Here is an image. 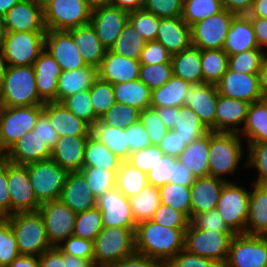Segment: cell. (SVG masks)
<instances>
[{
  "label": "cell",
  "mask_w": 267,
  "mask_h": 267,
  "mask_svg": "<svg viewBox=\"0 0 267 267\" xmlns=\"http://www.w3.org/2000/svg\"><path fill=\"white\" fill-rule=\"evenodd\" d=\"M187 228H171L148 220L136 225L135 251L160 261L164 266L184 249Z\"/></svg>",
  "instance_id": "6da1fadb"
},
{
  "label": "cell",
  "mask_w": 267,
  "mask_h": 267,
  "mask_svg": "<svg viewBox=\"0 0 267 267\" xmlns=\"http://www.w3.org/2000/svg\"><path fill=\"white\" fill-rule=\"evenodd\" d=\"M33 66H8L0 84V107L43 105Z\"/></svg>",
  "instance_id": "7a4b0ae2"
},
{
  "label": "cell",
  "mask_w": 267,
  "mask_h": 267,
  "mask_svg": "<svg viewBox=\"0 0 267 267\" xmlns=\"http://www.w3.org/2000/svg\"><path fill=\"white\" fill-rule=\"evenodd\" d=\"M15 234L20 255L39 257L51 248L41 214L37 212H16L6 216Z\"/></svg>",
  "instance_id": "3957f363"
},
{
  "label": "cell",
  "mask_w": 267,
  "mask_h": 267,
  "mask_svg": "<svg viewBox=\"0 0 267 267\" xmlns=\"http://www.w3.org/2000/svg\"><path fill=\"white\" fill-rule=\"evenodd\" d=\"M239 133L209 132V176L222 177L234 173L242 159L243 149Z\"/></svg>",
  "instance_id": "277c9868"
},
{
  "label": "cell",
  "mask_w": 267,
  "mask_h": 267,
  "mask_svg": "<svg viewBox=\"0 0 267 267\" xmlns=\"http://www.w3.org/2000/svg\"><path fill=\"white\" fill-rule=\"evenodd\" d=\"M135 229L104 227L93 241V262L102 267H110L134 253Z\"/></svg>",
  "instance_id": "5b68a950"
},
{
  "label": "cell",
  "mask_w": 267,
  "mask_h": 267,
  "mask_svg": "<svg viewBox=\"0 0 267 267\" xmlns=\"http://www.w3.org/2000/svg\"><path fill=\"white\" fill-rule=\"evenodd\" d=\"M46 31L4 32L0 44L8 66H33L45 48Z\"/></svg>",
  "instance_id": "8992f818"
},
{
  "label": "cell",
  "mask_w": 267,
  "mask_h": 267,
  "mask_svg": "<svg viewBox=\"0 0 267 267\" xmlns=\"http://www.w3.org/2000/svg\"><path fill=\"white\" fill-rule=\"evenodd\" d=\"M42 111L43 105L0 107V147L4 154L34 129Z\"/></svg>",
  "instance_id": "52a82bcc"
},
{
  "label": "cell",
  "mask_w": 267,
  "mask_h": 267,
  "mask_svg": "<svg viewBox=\"0 0 267 267\" xmlns=\"http://www.w3.org/2000/svg\"><path fill=\"white\" fill-rule=\"evenodd\" d=\"M26 166L37 200L41 204L58 200L70 172L52 158Z\"/></svg>",
  "instance_id": "ba28073f"
},
{
  "label": "cell",
  "mask_w": 267,
  "mask_h": 267,
  "mask_svg": "<svg viewBox=\"0 0 267 267\" xmlns=\"http://www.w3.org/2000/svg\"><path fill=\"white\" fill-rule=\"evenodd\" d=\"M234 235L233 232L196 229L189 224L185 231L184 249L224 265Z\"/></svg>",
  "instance_id": "9c48e42d"
},
{
  "label": "cell",
  "mask_w": 267,
  "mask_h": 267,
  "mask_svg": "<svg viewBox=\"0 0 267 267\" xmlns=\"http://www.w3.org/2000/svg\"><path fill=\"white\" fill-rule=\"evenodd\" d=\"M250 190L234 182H226L222 188L216 210L234 234H245Z\"/></svg>",
  "instance_id": "30bf717a"
},
{
  "label": "cell",
  "mask_w": 267,
  "mask_h": 267,
  "mask_svg": "<svg viewBox=\"0 0 267 267\" xmlns=\"http://www.w3.org/2000/svg\"><path fill=\"white\" fill-rule=\"evenodd\" d=\"M43 12L46 30H69L90 23L92 10L84 0H51Z\"/></svg>",
  "instance_id": "8fae6325"
},
{
  "label": "cell",
  "mask_w": 267,
  "mask_h": 267,
  "mask_svg": "<svg viewBox=\"0 0 267 267\" xmlns=\"http://www.w3.org/2000/svg\"><path fill=\"white\" fill-rule=\"evenodd\" d=\"M223 267H267V236L235 234Z\"/></svg>",
  "instance_id": "7c38bea8"
},
{
  "label": "cell",
  "mask_w": 267,
  "mask_h": 267,
  "mask_svg": "<svg viewBox=\"0 0 267 267\" xmlns=\"http://www.w3.org/2000/svg\"><path fill=\"white\" fill-rule=\"evenodd\" d=\"M235 16L234 13L223 9L219 13L190 26L192 45L200 50L223 49Z\"/></svg>",
  "instance_id": "4fadbf2b"
},
{
  "label": "cell",
  "mask_w": 267,
  "mask_h": 267,
  "mask_svg": "<svg viewBox=\"0 0 267 267\" xmlns=\"http://www.w3.org/2000/svg\"><path fill=\"white\" fill-rule=\"evenodd\" d=\"M38 212L43 218L51 247H58L73 235L77 214L60 199L42 203Z\"/></svg>",
  "instance_id": "5bb4252c"
},
{
  "label": "cell",
  "mask_w": 267,
  "mask_h": 267,
  "mask_svg": "<svg viewBox=\"0 0 267 267\" xmlns=\"http://www.w3.org/2000/svg\"><path fill=\"white\" fill-rule=\"evenodd\" d=\"M8 191L11 198V214L37 212L41 203L37 200L26 165L7 161Z\"/></svg>",
  "instance_id": "9a60e30c"
},
{
  "label": "cell",
  "mask_w": 267,
  "mask_h": 267,
  "mask_svg": "<svg viewBox=\"0 0 267 267\" xmlns=\"http://www.w3.org/2000/svg\"><path fill=\"white\" fill-rule=\"evenodd\" d=\"M216 87L218 94L250 104L264 99L260 89L259 74H241L228 68Z\"/></svg>",
  "instance_id": "2e32d148"
},
{
  "label": "cell",
  "mask_w": 267,
  "mask_h": 267,
  "mask_svg": "<svg viewBox=\"0 0 267 267\" xmlns=\"http://www.w3.org/2000/svg\"><path fill=\"white\" fill-rule=\"evenodd\" d=\"M96 206L102 212L103 227L136 228L129 198L116 187L97 197Z\"/></svg>",
  "instance_id": "e0dca14e"
},
{
  "label": "cell",
  "mask_w": 267,
  "mask_h": 267,
  "mask_svg": "<svg viewBox=\"0 0 267 267\" xmlns=\"http://www.w3.org/2000/svg\"><path fill=\"white\" fill-rule=\"evenodd\" d=\"M44 49L51 54L62 71L77 70L87 66L67 30H47Z\"/></svg>",
  "instance_id": "ac0fdd59"
},
{
  "label": "cell",
  "mask_w": 267,
  "mask_h": 267,
  "mask_svg": "<svg viewBox=\"0 0 267 267\" xmlns=\"http://www.w3.org/2000/svg\"><path fill=\"white\" fill-rule=\"evenodd\" d=\"M128 15L129 12L110 4L92 10L90 24L94 27L97 37L107 50H110L114 45L128 22Z\"/></svg>",
  "instance_id": "d6986e66"
},
{
  "label": "cell",
  "mask_w": 267,
  "mask_h": 267,
  "mask_svg": "<svg viewBox=\"0 0 267 267\" xmlns=\"http://www.w3.org/2000/svg\"><path fill=\"white\" fill-rule=\"evenodd\" d=\"M218 95L216 85L204 83L190 85L184 97V106L191 108L212 132H216Z\"/></svg>",
  "instance_id": "ffe728a7"
},
{
  "label": "cell",
  "mask_w": 267,
  "mask_h": 267,
  "mask_svg": "<svg viewBox=\"0 0 267 267\" xmlns=\"http://www.w3.org/2000/svg\"><path fill=\"white\" fill-rule=\"evenodd\" d=\"M5 32L47 31L43 9L28 0H20L4 16Z\"/></svg>",
  "instance_id": "44dd1931"
},
{
  "label": "cell",
  "mask_w": 267,
  "mask_h": 267,
  "mask_svg": "<svg viewBox=\"0 0 267 267\" xmlns=\"http://www.w3.org/2000/svg\"><path fill=\"white\" fill-rule=\"evenodd\" d=\"M140 67L139 60L120 56L107 50L98 67V77L112 85L138 80Z\"/></svg>",
  "instance_id": "7402d4cb"
},
{
  "label": "cell",
  "mask_w": 267,
  "mask_h": 267,
  "mask_svg": "<svg viewBox=\"0 0 267 267\" xmlns=\"http://www.w3.org/2000/svg\"><path fill=\"white\" fill-rule=\"evenodd\" d=\"M43 112L48 116L52 127L63 136H90L92 127L76 117L61 102H45Z\"/></svg>",
  "instance_id": "603a6c76"
},
{
  "label": "cell",
  "mask_w": 267,
  "mask_h": 267,
  "mask_svg": "<svg viewBox=\"0 0 267 267\" xmlns=\"http://www.w3.org/2000/svg\"><path fill=\"white\" fill-rule=\"evenodd\" d=\"M51 158V149L32 131L28 132L4 154V159L17 165H28Z\"/></svg>",
  "instance_id": "cb8c5ba5"
},
{
  "label": "cell",
  "mask_w": 267,
  "mask_h": 267,
  "mask_svg": "<svg viewBox=\"0 0 267 267\" xmlns=\"http://www.w3.org/2000/svg\"><path fill=\"white\" fill-rule=\"evenodd\" d=\"M39 97L44 102H57L58 79L62 69L45 49L33 64Z\"/></svg>",
  "instance_id": "d4e9b609"
},
{
  "label": "cell",
  "mask_w": 267,
  "mask_h": 267,
  "mask_svg": "<svg viewBox=\"0 0 267 267\" xmlns=\"http://www.w3.org/2000/svg\"><path fill=\"white\" fill-rule=\"evenodd\" d=\"M226 180L212 176L200 177L194 180L191 190V218L200 213L216 209L222 188Z\"/></svg>",
  "instance_id": "484cf974"
},
{
  "label": "cell",
  "mask_w": 267,
  "mask_h": 267,
  "mask_svg": "<svg viewBox=\"0 0 267 267\" xmlns=\"http://www.w3.org/2000/svg\"><path fill=\"white\" fill-rule=\"evenodd\" d=\"M89 136L59 137L51 150V158L69 172H80L83 168L86 141Z\"/></svg>",
  "instance_id": "4316f807"
},
{
  "label": "cell",
  "mask_w": 267,
  "mask_h": 267,
  "mask_svg": "<svg viewBox=\"0 0 267 267\" xmlns=\"http://www.w3.org/2000/svg\"><path fill=\"white\" fill-rule=\"evenodd\" d=\"M170 54H176L190 47L191 29L181 18H160L156 39Z\"/></svg>",
  "instance_id": "83f0119b"
},
{
  "label": "cell",
  "mask_w": 267,
  "mask_h": 267,
  "mask_svg": "<svg viewBox=\"0 0 267 267\" xmlns=\"http://www.w3.org/2000/svg\"><path fill=\"white\" fill-rule=\"evenodd\" d=\"M250 103L218 95L216 107V132L239 133L245 124Z\"/></svg>",
  "instance_id": "f1b7e54d"
},
{
  "label": "cell",
  "mask_w": 267,
  "mask_h": 267,
  "mask_svg": "<svg viewBox=\"0 0 267 267\" xmlns=\"http://www.w3.org/2000/svg\"><path fill=\"white\" fill-rule=\"evenodd\" d=\"M59 199L76 214L96 207V197L81 172L69 173Z\"/></svg>",
  "instance_id": "f546056e"
},
{
  "label": "cell",
  "mask_w": 267,
  "mask_h": 267,
  "mask_svg": "<svg viewBox=\"0 0 267 267\" xmlns=\"http://www.w3.org/2000/svg\"><path fill=\"white\" fill-rule=\"evenodd\" d=\"M250 49H260L251 20L248 15H236L226 36L223 50L231 56Z\"/></svg>",
  "instance_id": "4dcf8cb0"
},
{
  "label": "cell",
  "mask_w": 267,
  "mask_h": 267,
  "mask_svg": "<svg viewBox=\"0 0 267 267\" xmlns=\"http://www.w3.org/2000/svg\"><path fill=\"white\" fill-rule=\"evenodd\" d=\"M67 31L72 35L74 44L78 47L85 63L98 68L107 49L97 37L94 27L88 23Z\"/></svg>",
  "instance_id": "1f68e13d"
},
{
  "label": "cell",
  "mask_w": 267,
  "mask_h": 267,
  "mask_svg": "<svg viewBox=\"0 0 267 267\" xmlns=\"http://www.w3.org/2000/svg\"><path fill=\"white\" fill-rule=\"evenodd\" d=\"M251 186L245 234L267 236V185Z\"/></svg>",
  "instance_id": "d6a6232c"
},
{
  "label": "cell",
  "mask_w": 267,
  "mask_h": 267,
  "mask_svg": "<svg viewBox=\"0 0 267 267\" xmlns=\"http://www.w3.org/2000/svg\"><path fill=\"white\" fill-rule=\"evenodd\" d=\"M98 78V68L87 65L77 70L62 71L58 79L57 102L70 95L89 90Z\"/></svg>",
  "instance_id": "836d02e7"
},
{
  "label": "cell",
  "mask_w": 267,
  "mask_h": 267,
  "mask_svg": "<svg viewBox=\"0 0 267 267\" xmlns=\"http://www.w3.org/2000/svg\"><path fill=\"white\" fill-rule=\"evenodd\" d=\"M173 75L190 83L203 84L201 50L193 45L173 54L171 59Z\"/></svg>",
  "instance_id": "e575fe53"
},
{
  "label": "cell",
  "mask_w": 267,
  "mask_h": 267,
  "mask_svg": "<svg viewBox=\"0 0 267 267\" xmlns=\"http://www.w3.org/2000/svg\"><path fill=\"white\" fill-rule=\"evenodd\" d=\"M239 135L246 136L247 144L267 142V98L250 104Z\"/></svg>",
  "instance_id": "d590c367"
},
{
  "label": "cell",
  "mask_w": 267,
  "mask_h": 267,
  "mask_svg": "<svg viewBox=\"0 0 267 267\" xmlns=\"http://www.w3.org/2000/svg\"><path fill=\"white\" fill-rule=\"evenodd\" d=\"M172 130L187 146L210 132L188 106L175 107V125Z\"/></svg>",
  "instance_id": "8d00e7d4"
},
{
  "label": "cell",
  "mask_w": 267,
  "mask_h": 267,
  "mask_svg": "<svg viewBox=\"0 0 267 267\" xmlns=\"http://www.w3.org/2000/svg\"><path fill=\"white\" fill-rule=\"evenodd\" d=\"M209 133L193 141L178 156L184 166L194 174L196 178L209 176Z\"/></svg>",
  "instance_id": "74e56055"
},
{
  "label": "cell",
  "mask_w": 267,
  "mask_h": 267,
  "mask_svg": "<svg viewBox=\"0 0 267 267\" xmlns=\"http://www.w3.org/2000/svg\"><path fill=\"white\" fill-rule=\"evenodd\" d=\"M115 101L143 111L150 107L151 90L140 79L113 85Z\"/></svg>",
  "instance_id": "f35d334b"
},
{
  "label": "cell",
  "mask_w": 267,
  "mask_h": 267,
  "mask_svg": "<svg viewBox=\"0 0 267 267\" xmlns=\"http://www.w3.org/2000/svg\"><path fill=\"white\" fill-rule=\"evenodd\" d=\"M191 84L172 76L163 86L151 91V108L184 106V97Z\"/></svg>",
  "instance_id": "ab89813d"
},
{
  "label": "cell",
  "mask_w": 267,
  "mask_h": 267,
  "mask_svg": "<svg viewBox=\"0 0 267 267\" xmlns=\"http://www.w3.org/2000/svg\"><path fill=\"white\" fill-rule=\"evenodd\" d=\"M92 135L123 161L130 156L125 129L110 126L97 120L92 126Z\"/></svg>",
  "instance_id": "60d3db41"
},
{
  "label": "cell",
  "mask_w": 267,
  "mask_h": 267,
  "mask_svg": "<svg viewBox=\"0 0 267 267\" xmlns=\"http://www.w3.org/2000/svg\"><path fill=\"white\" fill-rule=\"evenodd\" d=\"M122 161L92 134L88 137L83 167H98L110 171H118Z\"/></svg>",
  "instance_id": "b9f144b4"
},
{
  "label": "cell",
  "mask_w": 267,
  "mask_h": 267,
  "mask_svg": "<svg viewBox=\"0 0 267 267\" xmlns=\"http://www.w3.org/2000/svg\"><path fill=\"white\" fill-rule=\"evenodd\" d=\"M129 201L136 224L151 220L161 205L159 188L148 185L140 193L130 197Z\"/></svg>",
  "instance_id": "7bdbcfd3"
},
{
  "label": "cell",
  "mask_w": 267,
  "mask_h": 267,
  "mask_svg": "<svg viewBox=\"0 0 267 267\" xmlns=\"http://www.w3.org/2000/svg\"><path fill=\"white\" fill-rule=\"evenodd\" d=\"M147 173L122 161L117 171L116 188L126 197L130 198L140 193L148 186Z\"/></svg>",
  "instance_id": "ee69618b"
},
{
  "label": "cell",
  "mask_w": 267,
  "mask_h": 267,
  "mask_svg": "<svg viewBox=\"0 0 267 267\" xmlns=\"http://www.w3.org/2000/svg\"><path fill=\"white\" fill-rule=\"evenodd\" d=\"M229 56L223 49L201 50L203 84L216 85L228 69Z\"/></svg>",
  "instance_id": "f6af8a7d"
},
{
  "label": "cell",
  "mask_w": 267,
  "mask_h": 267,
  "mask_svg": "<svg viewBox=\"0 0 267 267\" xmlns=\"http://www.w3.org/2000/svg\"><path fill=\"white\" fill-rule=\"evenodd\" d=\"M146 42L128 21L110 51L120 56L139 60Z\"/></svg>",
  "instance_id": "bcb514c9"
},
{
  "label": "cell",
  "mask_w": 267,
  "mask_h": 267,
  "mask_svg": "<svg viewBox=\"0 0 267 267\" xmlns=\"http://www.w3.org/2000/svg\"><path fill=\"white\" fill-rule=\"evenodd\" d=\"M161 204L183 212L191 219V190L190 186H183L168 182L159 187Z\"/></svg>",
  "instance_id": "7dc6e473"
},
{
  "label": "cell",
  "mask_w": 267,
  "mask_h": 267,
  "mask_svg": "<svg viewBox=\"0 0 267 267\" xmlns=\"http://www.w3.org/2000/svg\"><path fill=\"white\" fill-rule=\"evenodd\" d=\"M223 9L222 0H183L181 18L192 26Z\"/></svg>",
  "instance_id": "c3c4849f"
},
{
  "label": "cell",
  "mask_w": 267,
  "mask_h": 267,
  "mask_svg": "<svg viewBox=\"0 0 267 267\" xmlns=\"http://www.w3.org/2000/svg\"><path fill=\"white\" fill-rule=\"evenodd\" d=\"M103 228L102 212L96 206L77 213L73 235L94 241Z\"/></svg>",
  "instance_id": "681fc988"
},
{
  "label": "cell",
  "mask_w": 267,
  "mask_h": 267,
  "mask_svg": "<svg viewBox=\"0 0 267 267\" xmlns=\"http://www.w3.org/2000/svg\"><path fill=\"white\" fill-rule=\"evenodd\" d=\"M80 172L84 175L86 183L96 198L116 187L117 171L98 167H83Z\"/></svg>",
  "instance_id": "f907efd6"
},
{
  "label": "cell",
  "mask_w": 267,
  "mask_h": 267,
  "mask_svg": "<svg viewBox=\"0 0 267 267\" xmlns=\"http://www.w3.org/2000/svg\"><path fill=\"white\" fill-rule=\"evenodd\" d=\"M89 92L94 114L100 120L111 106L116 103L113 85L98 77Z\"/></svg>",
  "instance_id": "816d5d0a"
},
{
  "label": "cell",
  "mask_w": 267,
  "mask_h": 267,
  "mask_svg": "<svg viewBox=\"0 0 267 267\" xmlns=\"http://www.w3.org/2000/svg\"><path fill=\"white\" fill-rule=\"evenodd\" d=\"M265 54V50L250 49L231 55L228 58V68L241 74H259L260 64Z\"/></svg>",
  "instance_id": "f5cc1de1"
},
{
  "label": "cell",
  "mask_w": 267,
  "mask_h": 267,
  "mask_svg": "<svg viewBox=\"0 0 267 267\" xmlns=\"http://www.w3.org/2000/svg\"><path fill=\"white\" fill-rule=\"evenodd\" d=\"M128 21L134 30L146 41H153L157 37L160 18L145 9L129 12Z\"/></svg>",
  "instance_id": "db71d44e"
},
{
  "label": "cell",
  "mask_w": 267,
  "mask_h": 267,
  "mask_svg": "<svg viewBox=\"0 0 267 267\" xmlns=\"http://www.w3.org/2000/svg\"><path fill=\"white\" fill-rule=\"evenodd\" d=\"M140 119V110L135 107L115 103L101 117L100 121L113 127L125 129Z\"/></svg>",
  "instance_id": "11a10c76"
},
{
  "label": "cell",
  "mask_w": 267,
  "mask_h": 267,
  "mask_svg": "<svg viewBox=\"0 0 267 267\" xmlns=\"http://www.w3.org/2000/svg\"><path fill=\"white\" fill-rule=\"evenodd\" d=\"M61 103L76 117L83 119L91 127L99 120L94 114L89 90L70 95Z\"/></svg>",
  "instance_id": "9f6ffc18"
},
{
  "label": "cell",
  "mask_w": 267,
  "mask_h": 267,
  "mask_svg": "<svg viewBox=\"0 0 267 267\" xmlns=\"http://www.w3.org/2000/svg\"><path fill=\"white\" fill-rule=\"evenodd\" d=\"M20 256L16 237L6 217H0V267H8Z\"/></svg>",
  "instance_id": "6f0895ef"
},
{
  "label": "cell",
  "mask_w": 267,
  "mask_h": 267,
  "mask_svg": "<svg viewBox=\"0 0 267 267\" xmlns=\"http://www.w3.org/2000/svg\"><path fill=\"white\" fill-rule=\"evenodd\" d=\"M173 76L172 64H141L139 79L150 88L157 89L167 83Z\"/></svg>",
  "instance_id": "680465c9"
},
{
  "label": "cell",
  "mask_w": 267,
  "mask_h": 267,
  "mask_svg": "<svg viewBox=\"0 0 267 267\" xmlns=\"http://www.w3.org/2000/svg\"><path fill=\"white\" fill-rule=\"evenodd\" d=\"M248 156L245 166H252L258 170V178L255 182L260 185H267V142L249 143Z\"/></svg>",
  "instance_id": "91938a15"
},
{
  "label": "cell",
  "mask_w": 267,
  "mask_h": 267,
  "mask_svg": "<svg viewBox=\"0 0 267 267\" xmlns=\"http://www.w3.org/2000/svg\"><path fill=\"white\" fill-rule=\"evenodd\" d=\"M139 120L142 122L149 135L151 145L158 146L169 130L164 125L157 111L151 107L146 108L143 111H140Z\"/></svg>",
  "instance_id": "94428289"
},
{
  "label": "cell",
  "mask_w": 267,
  "mask_h": 267,
  "mask_svg": "<svg viewBox=\"0 0 267 267\" xmlns=\"http://www.w3.org/2000/svg\"><path fill=\"white\" fill-rule=\"evenodd\" d=\"M164 155L157 145H150L144 149L131 152L126 161L139 170L148 173L161 161Z\"/></svg>",
  "instance_id": "6125c7cd"
},
{
  "label": "cell",
  "mask_w": 267,
  "mask_h": 267,
  "mask_svg": "<svg viewBox=\"0 0 267 267\" xmlns=\"http://www.w3.org/2000/svg\"><path fill=\"white\" fill-rule=\"evenodd\" d=\"M157 224L171 228H188L190 219L181 211L161 204L151 219Z\"/></svg>",
  "instance_id": "be15d7a7"
},
{
  "label": "cell",
  "mask_w": 267,
  "mask_h": 267,
  "mask_svg": "<svg viewBox=\"0 0 267 267\" xmlns=\"http://www.w3.org/2000/svg\"><path fill=\"white\" fill-rule=\"evenodd\" d=\"M183 0H144L145 9L159 18L182 16Z\"/></svg>",
  "instance_id": "e7e4bbea"
},
{
  "label": "cell",
  "mask_w": 267,
  "mask_h": 267,
  "mask_svg": "<svg viewBox=\"0 0 267 267\" xmlns=\"http://www.w3.org/2000/svg\"><path fill=\"white\" fill-rule=\"evenodd\" d=\"M58 248L65 254L93 262V241L71 235Z\"/></svg>",
  "instance_id": "03108f58"
},
{
  "label": "cell",
  "mask_w": 267,
  "mask_h": 267,
  "mask_svg": "<svg viewBox=\"0 0 267 267\" xmlns=\"http://www.w3.org/2000/svg\"><path fill=\"white\" fill-rule=\"evenodd\" d=\"M190 224L201 230H214L216 232H232L225 224L224 219L216 209L194 215Z\"/></svg>",
  "instance_id": "003e7915"
},
{
  "label": "cell",
  "mask_w": 267,
  "mask_h": 267,
  "mask_svg": "<svg viewBox=\"0 0 267 267\" xmlns=\"http://www.w3.org/2000/svg\"><path fill=\"white\" fill-rule=\"evenodd\" d=\"M164 267H223V265L216 260L201 257L183 249Z\"/></svg>",
  "instance_id": "a7ac6f4b"
},
{
  "label": "cell",
  "mask_w": 267,
  "mask_h": 267,
  "mask_svg": "<svg viewBox=\"0 0 267 267\" xmlns=\"http://www.w3.org/2000/svg\"><path fill=\"white\" fill-rule=\"evenodd\" d=\"M177 158L164 155L161 161L147 173L148 184L154 187H161L172 179L173 165Z\"/></svg>",
  "instance_id": "89a4df30"
},
{
  "label": "cell",
  "mask_w": 267,
  "mask_h": 267,
  "mask_svg": "<svg viewBox=\"0 0 267 267\" xmlns=\"http://www.w3.org/2000/svg\"><path fill=\"white\" fill-rule=\"evenodd\" d=\"M172 54L157 40L147 41L139 62L140 64L155 65L171 63Z\"/></svg>",
  "instance_id": "2644e50d"
},
{
  "label": "cell",
  "mask_w": 267,
  "mask_h": 267,
  "mask_svg": "<svg viewBox=\"0 0 267 267\" xmlns=\"http://www.w3.org/2000/svg\"><path fill=\"white\" fill-rule=\"evenodd\" d=\"M125 134L130 153L151 145L149 135L140 120L126 127Z\"/></svg>",
  "instance_id": "8c879c8a"
},
{
  "label": "cell",
  "mask_w": 267,
  "mask_h": 267,
  "mask_svg": "<svg viewBox=\"0 0 267 267\" xmlns=\"http://www.w3.org/2000/svg\"><path fill=\"white\" fill-rule=\"evenodd\" d=\"M33 132L36 133L51 150L59 139L58 132L52 127L48 116L43 111L37 118Z\"/></svg>",
  "instance_id": "753ad0ef"
},
{
  "label": "cell",
  "mask_w": 267,
  "mask_h": 267,
  "mask_svg": "<svg viewBox=\"0 0 267 267\" xmlns=\"http://www.w3.org/2000/svg\"><path fill=\"white\" fill-rule=\"evenodd\" d=\"M11 215V198L8 191L7 160H0V217Z\"/></svg>",
  "instance_id": "34e18365"
},
{
  "label": "cell",
  "mask_w": 267,
  "mask_h": 267,
  "mask_svg": "<svg viewBox=\"0 0 267 267\" xmlns=\"http://www.w3.org/2000/svg\"><path fill=\"white\" fill-rule=\"evenodd\" d=\"M158 147L165 155L178 158L187 145L173 130H169Z\"/></svg>",
  "instance_id": "11e5206c"
},
{
  "label": "cell",
  "mask_w": 267,
  "mask_h": 267,
  "mask_svg": "<svg viewBox=\"0 0 267 267\" xmlns=\"http://www.w3.org/2000/svg\"><path fill=\"white\" fill-rule=\"evenodd\" d=\"M110 267H164V265L156 259L135 251Z\"/></svg>",
  "instance_id": "2a66077c"
},
{
  "label": "cell",
  "mask_w": 267,
  "mask_h": 267,
  "mask_svg": "<svg viewBox=\"0 0 267 267\" xmlns=\"http://www.w3.org/2000/svg\"><path fill=\"white\" fill-rule=\"evenodd\" d=\"M39 267H67L63 252L58 247H51L39 256Z\"/></svg>",
  "instance_id": "b9fcfbb0"
},
{
  "label": "cell",
  "mask_w": 267,
  "mask_h": 267,
  "mask_svg": "<svg viewBox=\"0 0 267 267\" xmlns=\"http://www.w3.org/2000/svg\"><path fill=\"white\" fill-rule=\"evenodd\" d=\"M195 179L196 177L189 168L184 166L179 160H176L173 165L172 179H169V182L183 186H191Z\"/></svg>",
  "instance_id": "09005b40"
},
{
  "label": "cell",
  "mask_w": 267,
  "mask_h": 267,
  "mask_svg": "<svg viewBox=\"0 0 267 267\" xmlns=\"http://www.w3.org/2000/svg\"><path fill=\"white\" fill-rule=\"evenodd\" d=\"M257 43L260 49H264L263 46H267V19L256 17V16H249Z\"/></svg>",
  "instance_id": "979ff035"
},
{
  "label": "cell",
  "mask_w": 267,
  "mask_h": 267,
  "mask_svg": "<svg viewBox=\"0 0 267 267\" xmlns=\"http://www.w3.org/2000/svg\"><path fill=\"white\" fill-rule=\"evenodd\" d=\"M254 0H222L224 9L235 15H248Z\"/></svg>",
  "instance_id": "deb4b68c"
},
{
  "label": "cell",
  "mask_w": 267,
  "mask_h": 267,
  "mask_svg": "<svg viewBox=\"0 0 267 267\" xmlns=\"http://www.w3.org/2000/svg\"><path fill=\"white\" fill-rule=\"evenodd\" d=\"M144 0H109L111 6L120 8L127 12L142 9Z\"/></svg>",
  "instance_id": "67dfc351"
},
{
  "label": "cell",
  "mask_w": 267,
  "mask_h": 267,
  "mask_svg": "<svg viewBox=\"0 0 267 267\" xmlns=\"http://www.w3.org/2000/svg\"><path fill=\"white\" fill-rule=\"evenodd\" d=\"M154 109L157 111L168 130H172L175 125V107H160Z\"/></svg>",
  "instance_id": "b62a3aed"
},
{
  "label": "cell",
  "mask_w": 267,
  "mask_h": 267,
  "mask_svg": "<svg viewBox=\"0 0 267 267\" xmlns=\"http://www.w3.org/2000/svg\"><path fill=\"white\" fill-rule=\"evenodd\" d=\"M8 267H39V257L20 255Z\"/></svg>",
  "instance_id": "603ad722"
},
{
  "label": "cell",
  "mask_w": 267,
  "mask_h": 267,
  "mask_svg": "<svg viewBox=\"0 0 267 267\" xmlns=\"http://www.w3.org/2000/svg\"><path fill=\"white\" fill-rule=\"evenodd\" d=\"M248 16L267 19V0H254Z\"/></svg>",
  "instance_id": "5803f987"
}]
</instances>
